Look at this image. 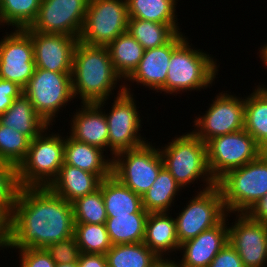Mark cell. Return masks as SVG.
<instances>
[{
  "label": "cell",
  "instance_id": "42",
  "mask_svg": "<svg viewBox=\"0 0 267 267\" xmlns=\"http://www.w3.org/2000/svg\"><path fill=\"white\" fill-rule=\"evenodd\" d=\"M245 214L254 221L267 224V194L258 200Z\"/></svg>",
  "mask_w": 267,
  "mask_h": 267
},
{
  "label": "cell",
  "instance_id": "16",
  "mask_svg": "<svg viewBox=\"0 0 267 267\" xmlns=\"http://www.w3.org/2000/svg\"><path fill=\"white\" fill-rule=\"evenodd\" d=\"M24 30L31 36L36 68L57 73H72L73 52L78 38L64 34Z\"/></svg>",
  "mask_w": 267,
  "mask_h": 267
},
{
  "label": "cell",
  "instance_id": "38",
  "mask_svg": "<svg viewBox=\"0 0 267 267\" xmlns=\"http://www.w3.org/2000/svg\"><path fill=\"white\" fill-rule=\"evenodd\" d=\"M56 264L78 262L81 250L75 236L52 243L45 248Z\"/></svg>",
  "mask_w": 267,
  "mask_h": 267
},
{
  "label": "cell",
  "instance_id": "18",
  "mask_svg": "<svg viewBox=\"0 0 267 267\" xmlns=\"http://www.w3.org/2000/svg\"><path fill=\"white\" fill-rule=\"evenodd\" d=\"M226 217L215 227L180 244L184 254L179 267H208L218 252L228 243Z\"/></svg>",
  "mask_w": 267,
  "mask_h": 267
},
{
  "label": "cell",
  "instance_id": "26",
  "mask_svg": "<svg viewBox=\"0 0 267 267\" xmlns=\"http://www.w3.org/2000/svg\"><path fill=\"white\" fill-rule=\"evenodd\" d=\"M114 70L126 80L139 65L144 53L142 45L127 31L107 47Z\"/></svg>",
  "mask_w": 267,
  "mask_h": 267
},
{
  "label": "cell",
  "instance_id": "34",
  "mask_svg": "<svg viewBox=\"0 0 267 267\" xmlns=\"http://www.w3.org/2000/svg\"><path fill=\"white\" fill-rule=\"evenodd\" d=\"M74 236L81 253L105 255L112 247L105 224L74 223Z\"/></svg>",
  "mask_w": 267,
  "mask_h": 267
},
{
  "label": "cell",
  "instance_id": "40",
  "mask_svg": "<svg viewBox=\"0 0 267 267\" xmlns=\"http://www.w3.org/2000/svg\"><path fill=\"white\" fill-rule=\"evenodd\" d=\"M208 267H244V265L239 254L228 241Z\"/></svg>",
  "mask_w": 267,
  "mask_h": 267
},
{
  "label": "cell",
  "instance_id": "46",
  "mask_svg": "<svg viewBox=\"0 0 267 267\" xmlns=\"http://www.w3.org/2000/svg\"><path fill=\"white\" fill-rule=\"evenodd\" d=\"M260 156L267 158V138L266 140L259 146Z\"/></svg>",
  "mask_w": 267,
  "mask_h": 267
},
{
  "label": "cell",
  "instance_id": "7",
  "mask_svg": "<svg viewBox=\"0 0 267 267\" xmlns=\"http://www.w3.org/2000/svg\"><path fill=\"white\" fill-rule=\"evenodd\" d=\"M112 158V176L141 197L164 167L159 149L149 143L121 151Z\"/></svg>",
  "mask_w": 267,
  "mask_h": 267
},
{
  "label": "cell",
  "instance_id": "1",
  "mask_svg": "<svg viewBox=\"0 0 267 267\" xmlns=\"http://www.w3.org/2000/svg\"><path fill=\"white\" fill-rule=\"evenodd\" d=\"M73 235L71 202L48 187L19 189L12 215L6 222V248H46Z\"/></svg>",
  "mask_w": 267,
  "mask_h": 267
},
{
  "label": "cell",
  "instance_id": "2",
  "mask_svg": "<svg viewBox=\"0 0 267 267\" xmlns=\"http://www.w3.org/2000/svg\"><path fill=\"white\" fill-rule=\"evenodd\" d=\"M73 95H80L83 103L107 100L122 79L114 70L106 47L90 46L77 42L72 64Z\"/></svg>",
  "mask_w": 267,
  "mask_h": 267
},
{
  "label": "cell",
  "instance_id": "24",
  "mask_svg": "<svg viewBox=\"0 0 267 267\" xmlns=\"http://www.w3.org/2000/svg\"><path fill=\"white\" fill-rule=\"evenodd\" d=\"M166 212L149 213L145 223L143 243L158 257L163 253L180 248L175 218ZM173 249V250H172Z\"/></svg>",
  "mask_w": 267,
  "mask_h": 267
},
{
  "label": "cell",
  "instance_id": "8",
  "mask_svg": "<svg viewBox=\"0 0 267 267\" xmlns=\"http://www.w3.org/2000/svg\"><path fill=\"white\" fill-rule=\"evenodd\" d=\"M128 19L126 0H89L79 41L107 47L117 36L127 32Z\"/></svg>",
  "mask_w": 267,
  "mask_h": 267
},
{
  "label": "cell",
  "instance_id": "22",
  "mask_svg": "<svg viewBox=\"0 0 267 267\" xmlns=\"http://www.w3.org/2000/svg\"><path fill=\"white\" fill-rule=\"evenodd\" d=\"M103 151L69 136L64 142V163L96 174L102 180L112 175V159H105Z\"/></svg>",
  "mask_w": 267,
  "mask_h": 267
},
{
  "label": "cell",
  "instance_id": "28",
  "mask_svg": "<svg viewBox=\"0 0 267 267\" xmlns=\"http://www.w3.org/2000/svg\"><path fill=\"white\" fill-rule=\"evenodd\" d=\"M261 87L246 97L244 108V130L259 146L267 138V88Z\"/></svg>",
  "mask_w": 267,
  "mask_h": 267
},
{
  "label": "cell",
  "instance_id": "6",
  "mask_svg": "<svg viewBox=\"0 0 267 267\" xmlns=\"http://www.w3.org/2000/svg\"><path fill=\"white\" fill-rule=\"evenodd\" d=\"M42 133L30 141L27 156L17 168L20 188L48 187L64 164V138Z\"/></svg>",
  "mask_w": 267,
  "mask_h": 267
},
{
  "label": "cell",
  "instance_id": "39",
  "mask_svg": "<svg viewBox=\"0 0 267 267\" xmlns=\"http://www.w3.org/2000/svg\"><path fill=\"white\" fill-rule=\"evenodd\" d=\"M21 267H55L56 263L45 248L20 249Z\"/></svg>",
  "mask_w": 267,
  "mask_h": 267
},
{
  "label": "cell",
  "instance_id": "30",
  "mask_svg": "<svg viewBox=\"0 0 267 267\" xmlns=\"http://www.w3.org/2000/svg\"><path fill=\"white\" fill-rule=\"evenodd\" d=\"M180 189L170 172L163 167L150 189L142 196L143 208L148 213L167 212Z\"/></svg>",
  "mask_w": 267,
  "mask_h": 267
},
{
  "label": "cell",
  "instance_id": "23",
  "mask_svg": "<svg viewBox=\"0 0 267 267\" xmlns=\"http://www.w3.org/2000/svg\"><path fill=\"white\" fill-rule=\"evenodd\" d=\"M99 189L108 218L132 213H148L142 204V197L120 183L114 176L102 179Z\"/></svg>",
  "mask_w": 267,
  "mask_h": 267
},
{
  "label": "cell",
  "instance_id": "9",
  "mask_svg": "<svg viewBox=\"0 0 267 267\" xmlns=\"http://www.w3.org/2000/svg\"><path fill=\"white\" fill-rule=\"evenodd\" d=\"M71 74L35 68L33 76L23 88V94L49 126L59 109L74 98Z\"/></svg>",
  "mask_w": 267,
  "mask_h": 267
},
{
  "label": "cell",
  "instance_id": "45",
  "mask_svg": "<svg viewBox=\"0 0 267 267\" xmlns=\"http://www.w3.org/2000/svg\"><path fill=\"white\" fill-rule=\"evenodd\" d=\"M0 242H6V221L0 216Z\"/></svg>",
  "mask_w": 267,
  "mask_h": 267
},
{
  "label": "cell",
  "instance_id": "5",
  "mask_svg": "<svg viewBox=\"0 0 267 267\" xmlns=\"http://www.w3.org/2000/svg\"><path fill=\"white\" fill-rule=\"evenodd\" d=\"M159 151L164 168L170 172L181 188L200 177L206 181V189L216 185L208 168L206 143L193 132L172 139V142H169L164 149L159 148Z\"/></svg>",
  "mask_w": 267,
  "mask_h": 267
},
{
  "label": "cell",
  "instance_id": "15",
  "mask_svg": "<svg viewBox=\"0 0 267 267\" xmlns=\"http://www.w3.org/2000/svg\"><path fill=\"white\" fill-rule=\"evenodd\" d=\"M0 41V79L24 88L35 71L34 47L24 29H16Z\"/></svg>",
  "mask_w": 267,
  "mask_h": 267
},
{
  "label": "cell",
  "instance_id": "11",
  "mask_svg": "<svg viewBox=\"0 0 267 267\" xmlns=\"http://www.w3.org/2000/svg\"><path fill=\"white\" fill-rule=\"evenodd\" d=\"M210 174L217 181L229 170L242 167L259 155V145L244 129L214 137L206 143Z\"/></svg>",
  "mask_w": 267,
  "mask_h": 267
},
{
  "label": "cell",
  "instance_id": "20",
  "mask_svg": "<svg viewBox=\"0 0 267 267\" xmlns=\"http://www.w3.org/2000/svg\"><path fill=\"white\" fill-rule=\"evenodd\" d=\"M105 101L83 103L72 119V138L103 150L109 148L108 123L101 111Z\"/></svg>",
  "mask_w": 267,
  "mask_h": 267
},
{
  "label": "cell",
  "instance_id": "3",
  "mask_svg": "<svg viewBox=\"0 0 267 267\" xmlns=\"http://www.w3.org/2000/svg\"><path fill=\"white\" fill-rule=\"evenodd\" d=\"M226 212L246 213L267 194V158L258 156L216 181Z\"/></svg>",
  "mask_w": 267,
  "mask_h": 267
},
{
  "label": "cell",
  "instance_id": "4",
  "mask_svg": "<svg viewBox=\"0 0 267 267\" xmlns=\"http://www.w3.org/2000/svg\"><path fill=\"white\" fill-rule=\"evenodd\" d=\"M186 39L172 51L166 82L159 89L162 92L172 94L183 90H200L211 85L216 77L217 63L209 54L193 50Z\"/></svg>",
  "mask_w": 267,
  "mask_h": 267
},
{
  "label": "cell",
  "instance_id": "21",
  "mask_svg": "<svg viewBox=\"0 0 267 267\" xmlns=\"http://www.w3.org/2000/svg\"><path fill=\"white\" fill-rule=\"evenodd\" d=\"M101 181L96 174L64 163L48 188L67 202L72 203L77 198L89 195L99 189Z\"/></svg>",
  "mask_w": 267,
  "mask_h": 267
},
{
  "label": "cell",
  "instance_id": "33",
  "mask_svg": "<svg viewBox=\"0 0 267 267\" xmlns=\"http://www.w3.org/2000/svg\"><path fill=\"white\" fill-rule=\"evenodd\" d=\"M41 0H0V23L15 29L30 27L36 20Z\"/></svg>",
  "mask_w": 267,
  "mask_h": 267
},
{
  "label": "cell",
  "instance_id": "35",
  "mask_svg": "<svg viewBox=\"0 0 267 267\" xmlns=\"http://www.w3.org/2000/svg\"><path fill=\"white\" fill-rule=\"evenodd\" d=\"M30 141L26 135L0 123V160L18 168L27 156Z\"/></svg>",
  "mask_w": 267,
  "mask_h": 267
},
{
  "label": "cell",
  "instance_id": "41",
  "mask_svg": "<svg viewBox=\"0 0 267 267\" xmlns=\"http://www.w3.org/2000/svg\"><path fill=\"white\" fill-rule=\"evenodd\" d=\"M23 94V88L17 83L0 79V114L4 113L12 104L14 99Z\"/></svg>",
  "mask_w": 267,
  "mask_h": 267
},
{
  "label": "cell",
  "instance_id": "37",
  "mask_svg": "<svg viewBox=\"0 0 267 267\" xmlns=\"http://www.w3.org/2000/svg\"><path fill=\"white\" fill-rule=\"evenodd\" d=\"M19 189L17 167L0 160V216L6 222L12 215Z\"/></svg>",
  "mask_w": 267,
  "mask_h": 267
},
{
  "label": "cell",
  "instance_id": "14",
  "mask_svg": "<svg viewBox=\"0 0 267 267\" xmlns=\"http://www.w3.org/2000/svg\"><path fill=\"white\" fill-rule=\"evenodd\" d=\"M215 98L205 115L194 121L197 132H192L205 143L214 137L244 129L245 99L227 93H220Z\"/></svg>",
  "mask_w": 267,
  "mask_h": 267
},
{
  "label": "cell",
  "instance_id": "44",
  "mask_svg": "<svg viewBox=\"0 0 267 267\" xmlns=\"http://www.w3.org/2000/svg\"><path fill=\"white\" fill-rule=\"evenodd\" d=\"M173 260H168V258L164 260V258H159L156 263L152 267H179L178 263H174Z\"/></svg>",
  "mask_w": 267,
  "mask_h": 267
},
{
  "label": "cell",
  "instance_id": "29",
  "mask_svg": "<svg viewBox=\"0 0 267 267\" xmlns=\"http://www.w3.org/2000/svg\"><path fill=\"white\" fill-rule=\"evenodd\" d=\"M177 25L129 18L127 31L147 50L167 44L180 32Z\"/></svg>",
  "mask_w": 267,
  "mask_h": 267
},
{
  "label": "cell",
  "instance_id": "47",
  "mask_svg": "<svg viewBox=\"0 0 267 267\" xmlns=\"http://www.w3.org/2000/svg\"><path fill=\"white\" fill-rule=\"evenodd\" d=\"M260 53H261L260 57L264 61L263 63L265 64V66H267V44L263 46Z\"/></svg>",
  "mask_w": 267,
  "mask_h": 267
},
{
  "label": "cell",
  "instance_id": "36",
  "mask_svg": "<svg viewBox=\"0 0 267 267\" xmlns=\"http://www.w3.org/2000/svg\"><path fill=\"white\" fill-rule=\"evenodd\" d=\"M74 223L105 224L107 214L102 192H95L77 198L72 202Z\"/></svg>",
  "mask_w": 267,
  "mask_h": 267
},
{
  "label": "cell",
  "instance_id": "25",
  "mask_svg": "<svg viewBox=\"0 0 267 267\" xmlns=\"http://www.w3.org/2000/svg\"><path fill=\"white\" fill-rule=\"evenodd\" d=\"M0 123L26 135L30 140L48 129V124L37 114L30 100L22 94L2 114Z\"/></svg>",
  "mask_w": 267,
  "mask_h": 267
},
{
  "label": "cell",
  "instance_id": "32",
  "mask_svg": "<svg viewBox=\"0 0 267 267\" xmlns=\"http://www.w3.org/2000/svg\"><path fill=\"white\" fill-rule=\"evenodd\" d=\"M126 3L129 18L162 24H177L176 0H126Z\"/></svg>",
  "mask_w": 267,
  "mask_h": 267
},
{
  "label": "cell",
  "instance_id": "12",
  "mask_svg": "<svg viewBox=\"0 0 267 267\" xmlns=\"http://www.w3.org/2000/svg\"><path fill=\"white\" fill-rule=\"evenodd\" d=\"M111 112L105 113L108 123L109 149L112 155L129 149L137 148L146 143L138 131L141 120L130 88L120 86ZM132 96V97H131Z\"/></svg>",
  "mask_w": 267,
  "mask_h": 267
},
{
  "label": "cell",
  "instance_id": "43",
  "mask_svg": "<svg viewBox=\"0 0 267 267\" xmlns=\"http://www.w3.org/2000/svg\"><path fill=\"white\" fill-rule=\"evenodd\" d=\"M79 267H108L106 255L93 254V253H81L79 261Z\"/></svg>",
  "mask_w": 267,
  "mask_h": 267
},
{
  "label": "cell",
  "instance_id": "10",
  "mask_svg": "<svg viewBox=\"0 0 267 267\" xmlns=\"http://www.w3.org/2000/svg\"><path fill=\"white\" fill-rule=\"evenodd\" d=\"M189 202L175 219L179 244L215 227L228 214L217 185L204 188Z\"/></svg>",
  "mask_w": 267,
  "mask_h": 267
},
{
  "label": "cell",
  "instance_id": "27",
  "mask_svg": "<svg viewBox=\"0 0 267 267\" xmlns=\"http://www.w3.org/2000/svg\"><path fill=\"white\" fill-rule=\"evenodd\" d=\"M149 213H132L106 219V228L112 245L143 242L145 223Z\"/></svg>",
  "mask_w": 267,
  "mask_h": 267
},
{
  "label": "cell",
  "instance_id": "13",
  "mask_svg": "<svg viewBox=\"0 0 267 267\" xmlns=\"http://www.w3.org/2000/svg\"><path fill=\"white\" fill-rule=\"evenodd\" d=\"M89 0H41L36 20L29 27L41 33L64 34L79 39Z\"/></svg>",
  "mask_w": 267,
  "mask_h": 267
},
{
  "label": "cell",
  "instance_id": "17",
  "mask_svg": "<svg viewBox=\"0 0 267 267\" xmlns=\"http://www.w3.org/2000/svg\"><path fill=\"white\" fill-rule=\"evenodd\" d=\"M235 225L228 228V241L239 254L244 267H264L267 263V224L239 213Z\"/></svg>",
  "mask_w": 267,
  "mask_h": 267
},
{
  "label": "cell",
  "instance_id": "19",
  "mask_svg": "<svg viewBox=\"0 0 267 267\" xmlns=\"http://www.w3.org/2000/svg\"><path fill=\"white\" fill-rule=\"evenodd\" d=\"M185 38L181 32L177 33L167 44L144 50L137 68L126 79L136 81L150 89L158 90L165 84L169 61L173 49Z\"/></svg>",
  "mask_w": 267,
  "mask_h": 267
},
{
  "label": "cell",
  "instance_id": "31",
  "mask_svg": "<svg viewBox=\"0 0 267 267\" xmlns=\"http://www.w3.org/2000/svg\"><path fill=\"white\" fill-rule=\"evenodd\" d=\"M105 255L109 267H152L159 259L143 242L112 245Z\"/></svg>",
  "mask_w": 267,
  "mask_h": 267
},
{
  "label": "cell",
  "instance_id": "49",
  "mask_svg": "<svg viewBox=\"0 0 267 267\" xmlns=\"http://www.w3.org/2000/svg\"><path fill=\"white\" fill-rule=\"evenodd\" d=\"M0 247H2V248L4 247L5 248L6 247V242H0Z\"/></svg>",
  "mask_w": 267,
  "mask_h": 267
},
{
  "label": "cell",
  "instance_id": "48",
  "mask_svg": "<svg viewBox=\"0 0 267 267\" xmlns=\"http://www.w3.org/2000/svg\"><path fill=\"white\" fill-rule=\"evenodd\" d=\"M55 267H79V266L78 262H74V263L56 264Z\"/></svg>",
  "mask_w": 267,
  "mask_h": 267
}]
</instances>
